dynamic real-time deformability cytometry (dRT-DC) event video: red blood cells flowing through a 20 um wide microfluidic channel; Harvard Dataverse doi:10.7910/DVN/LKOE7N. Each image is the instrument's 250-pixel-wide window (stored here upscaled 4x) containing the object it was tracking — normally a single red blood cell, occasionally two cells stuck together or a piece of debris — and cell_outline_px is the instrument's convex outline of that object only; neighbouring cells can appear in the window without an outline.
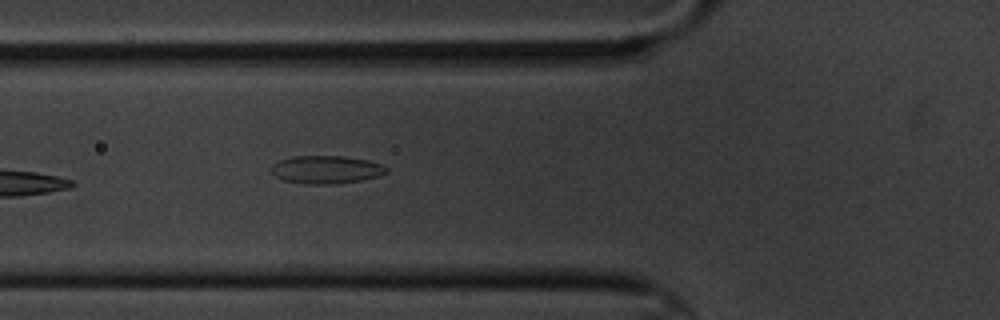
{"species": "common noctule bat (a hibernating species)", "species_latin": "Nyctalus noctula", "temperature_condition": "cold", "stored_images_in_passage": 6, "camera_frame_rate_fps": 3000, "um_per_image_px": 0.085, "animal": {"sex": "male", "body_mass_g": 20.1, "forearm_length_mm": 53.5}, "frame": {"image": 1, "passage_image": 6, "time_ms": 6.667, "image_size_px": [1000, 320], "cell_outline_px": [[388, 172], [380, 176], [360, 180], [332, 184], [304, 184], [284, 180], [276, 176], [272, 172], [272, 164], [280, 160], [292, 156], [344, 156], [368, 160], [380, 164], [388, 168]], "centroid_in_image_um": [27.74, 14.41], "position_along_channel_um": 98.1, "area_um2": 18.73}}